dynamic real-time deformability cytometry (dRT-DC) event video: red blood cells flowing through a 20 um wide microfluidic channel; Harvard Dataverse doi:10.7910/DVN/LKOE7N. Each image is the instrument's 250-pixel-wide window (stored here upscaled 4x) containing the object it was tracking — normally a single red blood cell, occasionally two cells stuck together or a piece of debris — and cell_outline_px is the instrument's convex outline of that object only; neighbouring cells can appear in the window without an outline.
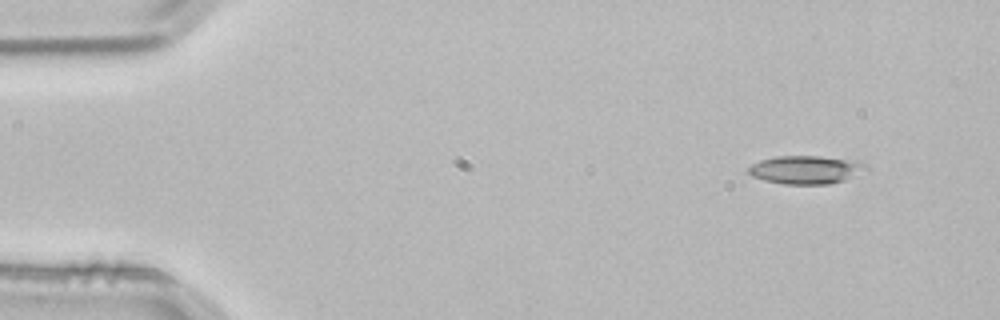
{"species": "common noctule bat (a hibernating species)", "species_latin": "Nyctalus noctula", "temperature_condition": "room temperature", "stored_images_in_passage": 4, "segment_of_instrument_passage": [1, 2], "camera_frame_rate_fps": 3000, "um_per_image_px": 0.085, "animal": {"sex": "male", "body_mass_g": 21.5, "forearm_length_mm": 52.0}, "frame": {"image": 1, "passage_image": 1, "time_ms": 0.0, "image_size_px": [1000, 320], "cell_outline_px": [[864, 164], [844, 180], [828, 184], [784, 184], [764, 180], [752, 176], [748, 172], [748, 168], [752, 164], [760, 160], [776, 156], [820, 156], [856, 160]], "centroid_in_image_um": [68.34, 14.42], "position_along_channel_um": 16.7, "area_um2": 18.67}}